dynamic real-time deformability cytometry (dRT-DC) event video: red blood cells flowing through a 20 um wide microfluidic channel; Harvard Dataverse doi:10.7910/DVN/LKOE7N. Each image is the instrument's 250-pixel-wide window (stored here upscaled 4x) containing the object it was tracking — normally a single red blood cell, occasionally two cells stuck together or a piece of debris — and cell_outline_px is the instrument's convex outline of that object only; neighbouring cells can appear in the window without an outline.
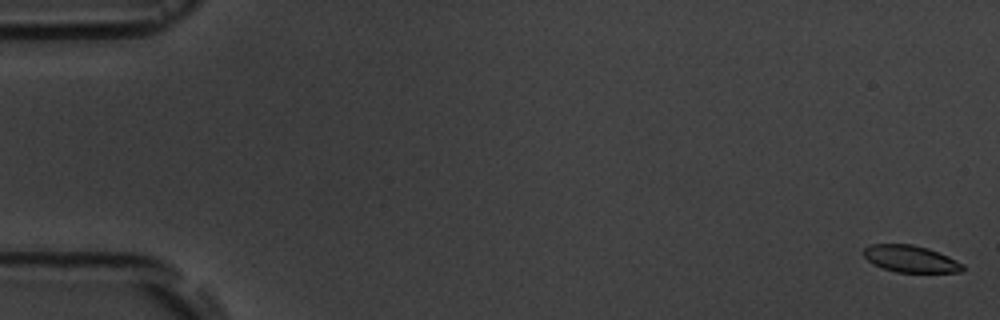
{"species": "common noctule bat (a hibernating species)", "species_latin": "Nyctalus noctula", "temperature_condition": "room temperature", "stored_images_in_passage": 13, "camera_frame_rate_fps": 3000, "um_per_image_px": 0.085, "animal": {"sex": "male", "body_mass_g": 19.5, "forearm_length_mm": 54.6}, "frame": {"image": 1, "passage_image": 1, "time_ms": 0.0, "image_size_px": [1000, 320], "cell_outline_px": [[964, 268], [960, 272], [896, 272], [884, 268], [868, 260], [864, 256], [864, 248], [872, 244], [912, 244], [928, 248], [948, 256], [964, 264]], "centroid_in_image_um": [77.43, 21.99], "position_along_channel_um": 7.6, "area_um2": 15.32}}
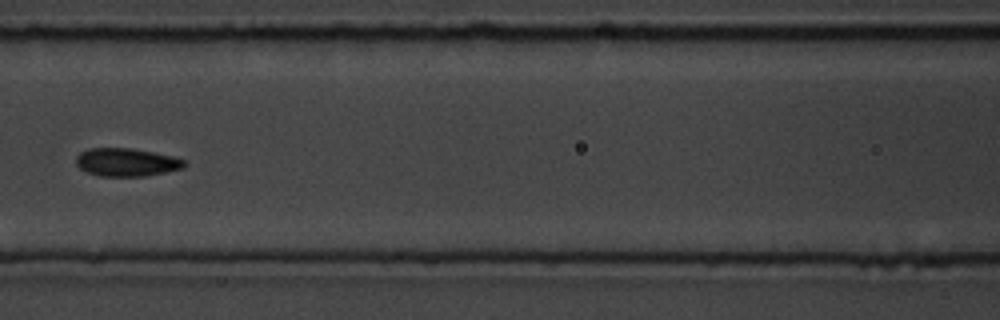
{"frame": {"image": 2, "passage_image": 7, "time_ms": 8.333, "image_size_px": [1000, 320], "cell_outline_px": [[184, 168], [144, 176], [100, 176], [88, 172], [80, 168], [76, 164], [76, 156], [80, 152], [88, 148], [132, 148], [172, 156], [184, 160]], "centroid_in_image_um": [10.71, 13.78], "position_along_channel_um": 155.9, "area_um2": 17.57}}
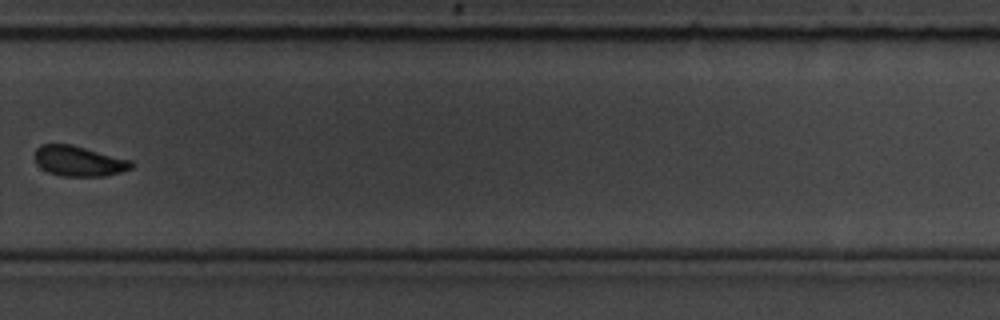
{"frame": {"image": 3, "passage_image": 11, "time_ms": 13.0, "image_size_px": [1000, 320], "cell_outline_px": [[132, 168], [120, 172], [104, 176], [60, 176], [48, 172], [40, 168], [36, 164], [32, 156], [36, 148], [40, 144], [72, 144], [132, 160]], "centroid_in_image_um": [6.64, 13.68], "position_along_channel_um": 323.2, "area_um2": 17.34}, "authors_computed_cell_mechanics": {"area_um2": 17.34, "velocity_mm_per_s": 3.5916, "shape_relaxation_time_tau1_ms": 4.8756, "shape_relaxation_time_tau2_ms": 1.2484, "deformation_change_tau1": 0.084, "deformation_change_tau2": 0.0188}}